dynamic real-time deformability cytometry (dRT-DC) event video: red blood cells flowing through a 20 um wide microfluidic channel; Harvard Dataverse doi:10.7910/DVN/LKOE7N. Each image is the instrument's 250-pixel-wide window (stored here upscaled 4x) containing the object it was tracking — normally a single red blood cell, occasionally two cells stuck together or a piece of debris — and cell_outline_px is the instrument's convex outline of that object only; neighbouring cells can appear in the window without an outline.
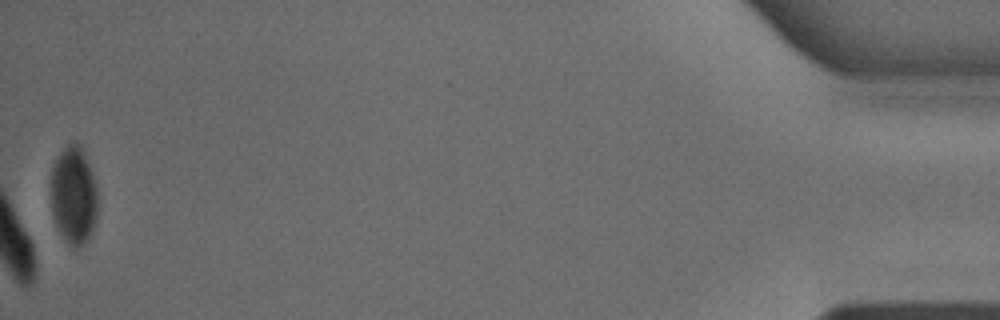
{"species": "common noctule bat (a hibernating species)", "species_latin": "Nyctalus noctula", "temperature_condition": "warm", "stored_images_in_passage": 50, "camera_frame_rate_fps": 3000, "um_per_image_px": 0.085, "animal": {"sex": "male", "body_mass_g": 18.8}, "frame": {"image": 1, "passage_image": 50, "time_ms": 16.333, "image_size_px": [1000, 320], "cell_outline_px": [[96, 220], [92, 232], [80, 248], [72, 248], [64, 240], [52, 216], [52, 164], [60, 152], [68, 144], [76, 140], [80, 144], [88, 164], [92, 176], [96, 192]], "centroid_in_image_um": [6.24, 16.63], "position_along_channel_um": 429.0, "area_um2": 26.41}}